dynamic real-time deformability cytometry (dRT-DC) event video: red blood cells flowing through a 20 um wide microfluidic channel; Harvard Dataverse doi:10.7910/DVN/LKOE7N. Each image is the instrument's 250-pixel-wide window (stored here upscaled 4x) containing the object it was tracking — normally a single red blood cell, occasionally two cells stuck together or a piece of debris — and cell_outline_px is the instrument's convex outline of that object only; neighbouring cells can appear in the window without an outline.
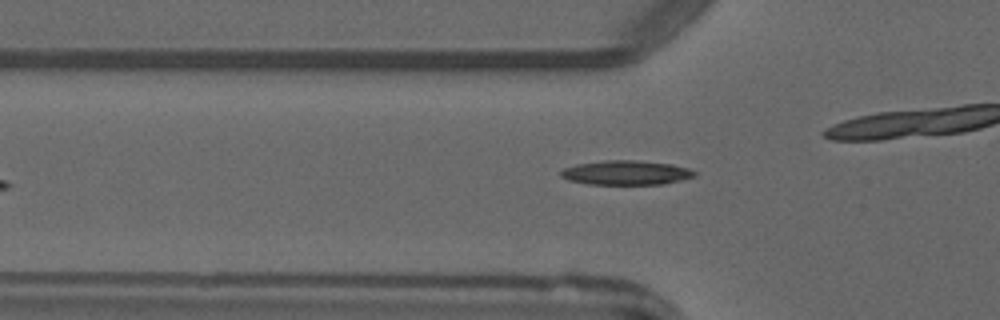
{"species": "common noctule bat (a hibernating species)", "species_latin": "Nyctalus noctula", "temperature_condition": "warm", "stored_images_in_passage": 6, "camera_frame_rate_fps": 3000, "um_per_image_px": 0.085, "animal": {"sex": "male", "forearm_length_mm": 52.5}, "frame": {"image": 1, "passage_image": 6, "time_ms": 5.667, "image_size_px": [1000, 320], "cell_outline_px": [[696, 176], [664, 184], [588, 184], [568, 180], [560, 176], [560, 172], [564, 168], [576, 164], [604, 160], [636, 160], [672, 164], [688, 168], [696, 172]], "centroid_in_image_um": [53.21, 14.67], "position_along_channel_um": 72.6, "area_um2": 19.02}}